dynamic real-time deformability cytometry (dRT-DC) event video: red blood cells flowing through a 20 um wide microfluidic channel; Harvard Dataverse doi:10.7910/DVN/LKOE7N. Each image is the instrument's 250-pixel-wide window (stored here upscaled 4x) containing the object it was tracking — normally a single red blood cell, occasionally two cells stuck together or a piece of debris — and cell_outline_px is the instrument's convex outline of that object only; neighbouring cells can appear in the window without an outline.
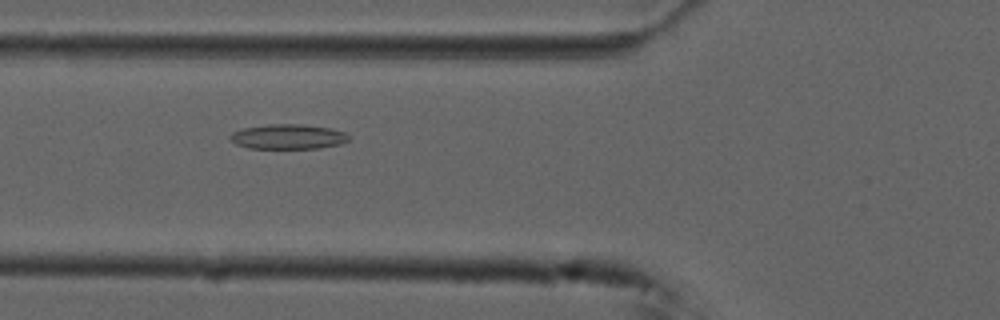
{"species": "common noctule bat (a hibernating species)", "species_latin": "Nyctalus noctula", "temperature_condition": "cold", "stored_images_in_passage": 38, "camera_frame_rate_fps": 3000, "um_per_image_px": 0.085, "animal": {"sex": "male", "forearm_length_mm": 52.5}, "frame": {"image": 1, "passage_image": 3, "time_ms": 0.667, "image_size_px": [1000, 320], "cell_outline_px": [[348, 140], [340, 144], [320, 148], [248, 148], [236, 144], [228, 136], [232, 132], [244, 128], [268, 124], [300, 124], [332, 128], [344, 132], [348, 136]], "centroid_in_image_um": [24.47, 11.61], "position_along_channel_um": 101.3, "area_um2": 17.11}}
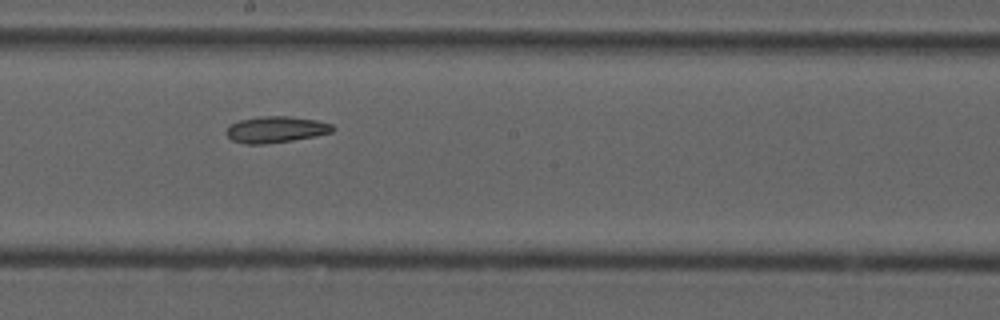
{"frame": {"image": 2, "passage_image": 13, "time_ms": 4.0, "image_size_px": [1000, 320], "cell_outline_px": [[336, 128], [332, 132], [316, 136], [292, 140], [264, 144], [248, 144], [232, 140], [224, 132], [232, 124], [240, 120], [260, 116], [292, 116], [316, 120], [332, 124]], "centroid_in_image_um": [23.48, 11.0], "position_along_channel_um": 224.7, "area_um2": 16.3}}
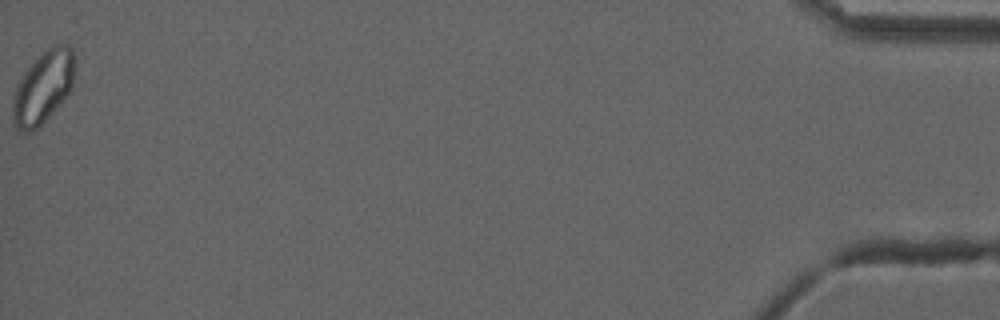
{"frame": {"image": 3, "passage_image": 38, "time_ms": 12.333, "image_size_px": [1000, 320], "cell_outline_px": [[76, 68], [72, 84], [64, 100], [32, 132], [24, 132], [16, 128], [12, 124], [12, 104], [16, 88], [24, 72], [48, 48], [56, 44], [68, 44], [72, 48], [76, 56]], "centroid_in_image_um": [3.69, 7.4], "position_along_channel_um": 431.5, "area_um2": 26.01}}